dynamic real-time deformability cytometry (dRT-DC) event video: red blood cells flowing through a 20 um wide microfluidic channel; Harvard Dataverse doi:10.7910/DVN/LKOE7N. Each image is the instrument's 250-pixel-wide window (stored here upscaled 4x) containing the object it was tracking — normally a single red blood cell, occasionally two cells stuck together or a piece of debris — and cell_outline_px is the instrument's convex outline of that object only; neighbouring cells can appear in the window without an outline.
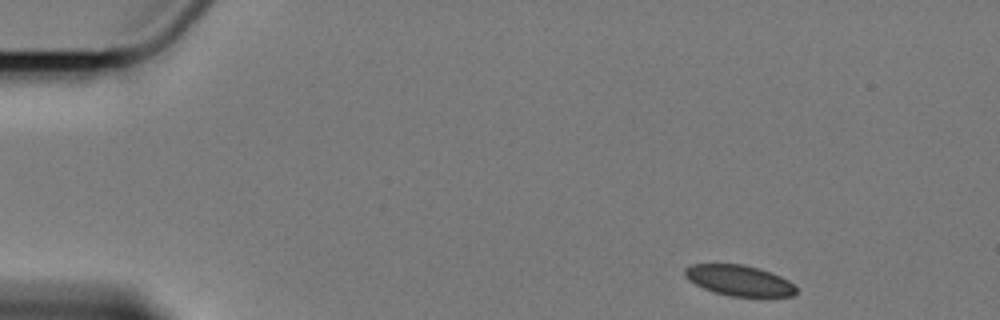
{"species": "Egyptian fruit bat (a non-hibernating species)", "species_latin": "Rousettus aegyptiacus", "temperature_condition": "cold", "stored_images_in_passage": 4, "camera_frame_rate_fps": 3000, "um_per_image_px": 0.085, "animal": {"sex": "female"}, "frame": {"image": 1, "passage_image": 1, "time_ms": 0.0, "image_size_px": [1000, 320], "cell_outline_px": [[796, 292], [792, 296], [728, 296], [704, 288], [688, 280], [684, 276], [684, 268], [692, 264], [744, 264], [780, 276], [788, 280], [796, 288]], "centroid_in_image_um": [62.78, 23.83], "position_along_channel_um": 22.2, "area_um2": 19.59}}
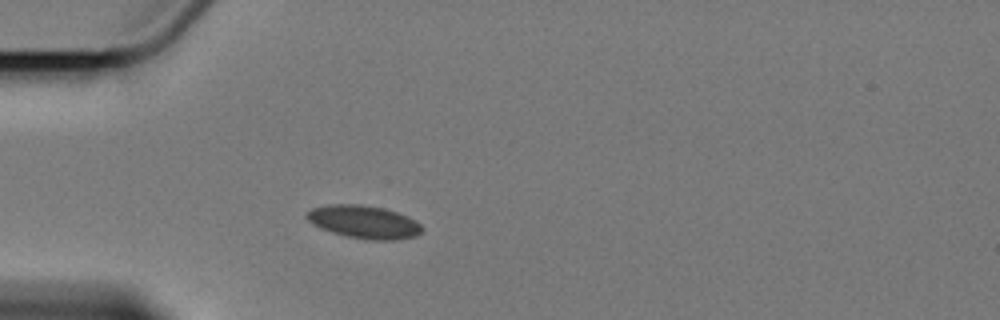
{"frame": {"image": 2, "passage_image": 4, "time_ms": 3.333, "image_size_px": [1000, 320], "cell_outline_px": [[424, 228], [416, 236], [396, 240], [368, 240], [344, 236], [320, 228], [312, 224], [304, 216], [304, 212], [312, 208], [332, 204], [360, 204], [384, 208], [408, 216], [416, 220]], "centroid_in_image_um": [30.91, 18.87], "position_along_channel_um": 54.1, "area_um2": 22.43}}